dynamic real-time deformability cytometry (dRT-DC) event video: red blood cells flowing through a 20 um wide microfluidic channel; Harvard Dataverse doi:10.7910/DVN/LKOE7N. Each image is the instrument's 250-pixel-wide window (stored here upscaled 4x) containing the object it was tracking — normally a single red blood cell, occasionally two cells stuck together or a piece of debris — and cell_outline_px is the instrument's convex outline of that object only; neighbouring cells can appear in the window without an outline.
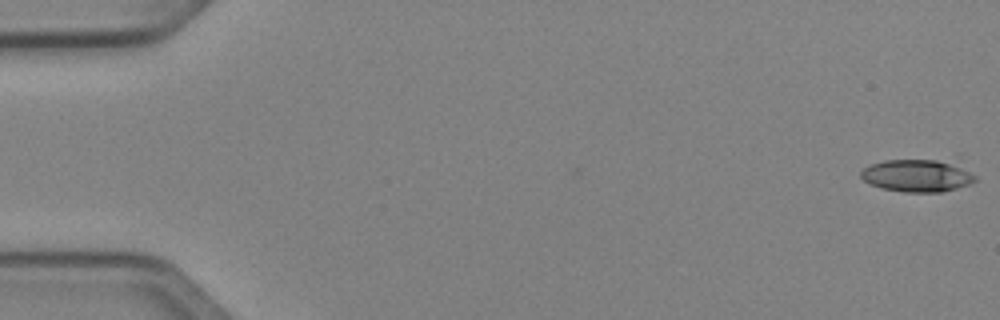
{"species": "Egyptian fruit bat (a non-hibernating species)", "species_latin": "Rousettus aegyptiacus", "temperature_condition": "cold", "stored_images_in_passage": 51, "camera_frame_rate_fps": 3000, "um_per_image_px": 0.085, "animal": {"sex": "female"}, "frame": {"image": 1, "passage_image": 1, "time_ms": 0.0, "image_size_px": [1000, 320], "cell_outline_px": [[976, 180], [968, 184], [956, 188], [940, 192], [904, 192], [880, 188], [868, 184], [860, 176], [860, 172], [868, 164], [884, 160], [936, 160], [960, 168], [976, 176]], "centroid_in_image_um": [77.83, 14.95], "position_along_channel_um": 7.2, "area_um2": 21.15}}
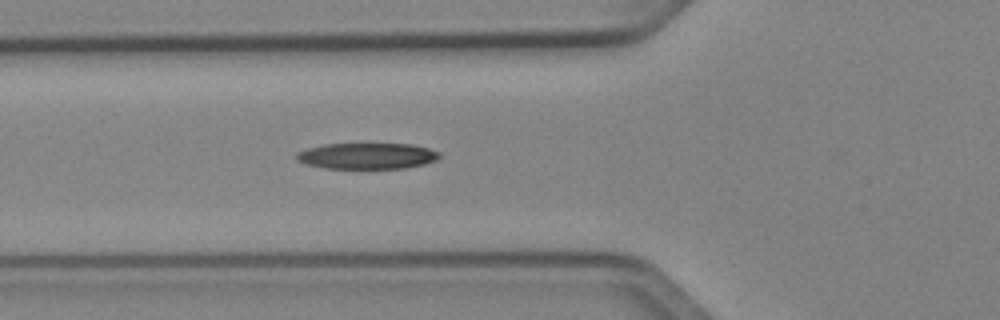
{"frame": {"image": 2, "passage_image": 19, "time_ms": 6.0, "image_size_px": [1000, 320], "cell_outline_px": [[440, 156], [436, 160], [424, 164], [404, 168], [324, 168], [304, 164], [296, 160], [296, 152], [308, 148], [324, 144], [412, 144], [428, 148], [440, 152]], "centroid_in_image_um": [31.18, 13.25], "position_along_channel_um": 94.6, "area_um2": 21.73}}
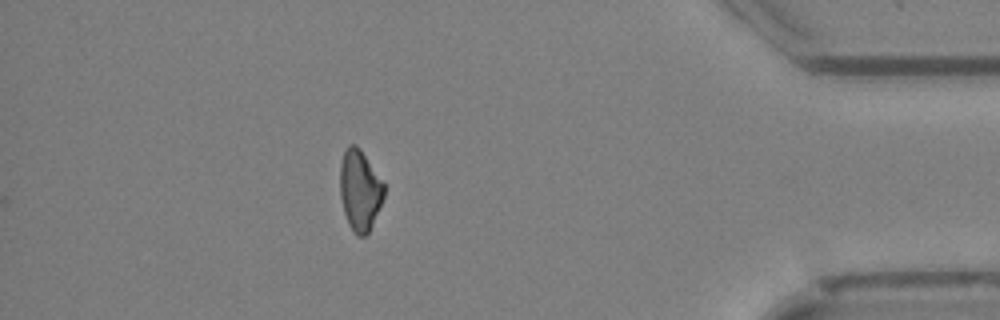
{"frame": {"image": 3, "passage_image": 45, "time_ms": 14.667, "image_size_px": [1000, 320], "cell_outline_px": [[384, 196], [372, 224], [368, 232], [364, 236], [356, 236], [352, 232], [348, 224], [344, 212], [340, 196], [340, 164], [344, 152], [348, 144], [356, 144], [360, 148], [384, 184]], "centroid_in_image_um": [30.56, 16.17], "position_along_channel_um": 404.6, "area_um2": 20.58}, "authors_computed_cell_mechanics": {"area_um2": 21.7906, "velocity_mm_per_s": 4.0723, "shape_relaxation_time_tau1_ms": 6.0577, "shape_relaxation_time_tau2_ms": null, "deformation_change_tau1": 0.1568, "deformation_change_tau2": null}}